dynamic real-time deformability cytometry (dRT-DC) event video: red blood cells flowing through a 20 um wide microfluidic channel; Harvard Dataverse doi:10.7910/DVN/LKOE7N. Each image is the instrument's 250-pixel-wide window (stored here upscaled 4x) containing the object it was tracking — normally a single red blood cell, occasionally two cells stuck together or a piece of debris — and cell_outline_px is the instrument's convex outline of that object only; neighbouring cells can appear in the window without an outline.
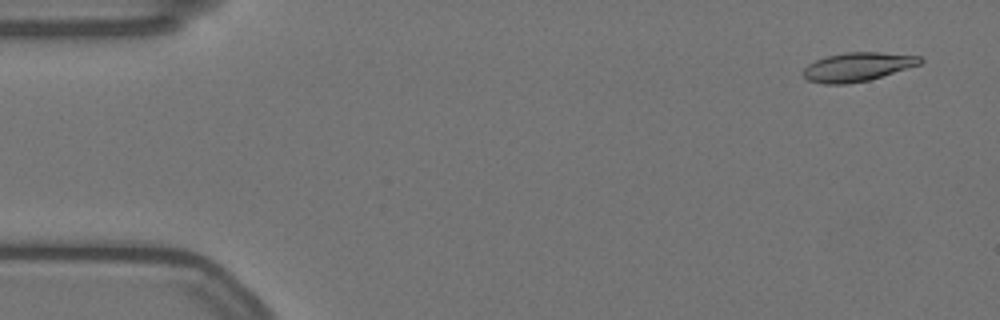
{"species": "Egyptian fruit bat (a non-hibernating species)", "species_latin": "Rousettus aegyptiacus", "temperature_condition": "warm", "stored_images_in_passage": 57, "camera_frame_rate_fps": 3000, "um_per_image_px": 0.085, "animal": {"sex": "female"}, "frame": {"image": 1, "passage_image": 3, "time_ms": 0.667, "image_size_px": [1000, 320], "cell_outline_px": [[924, 60], [920, 64], [868, 80], [848, 84], [824, 84], [808, 80], [804, 76], [804, 68], [808, 64], [816, 60], [828, 56], [848, 52], [880, 52], [920, 56]], "centroid_in_image_um": [72.89, 5.68], "position_along_channel_um": 12.1, "area_um2": 19.36}}
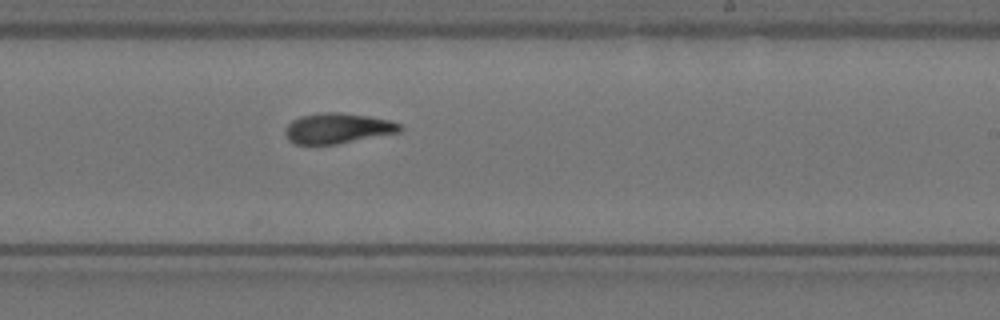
{"frame": {"image": 2, "passage_image": 34, "time_ms": 11.0, "image_size_px": [1000, 320], "cell_outline_px": [[404, 128], [400, 132], [336, 144], [296, 144], [288, 140], [284, 132], [288, 124], [292, 120], [300, 116], [320, 112], [340, 112], [368, 116], [388, 120], [400, 124]], "centroid_in_image_um": [28.68, 10.9], "position_along_channel_um": 260.3, "area_um2": 20.29}}
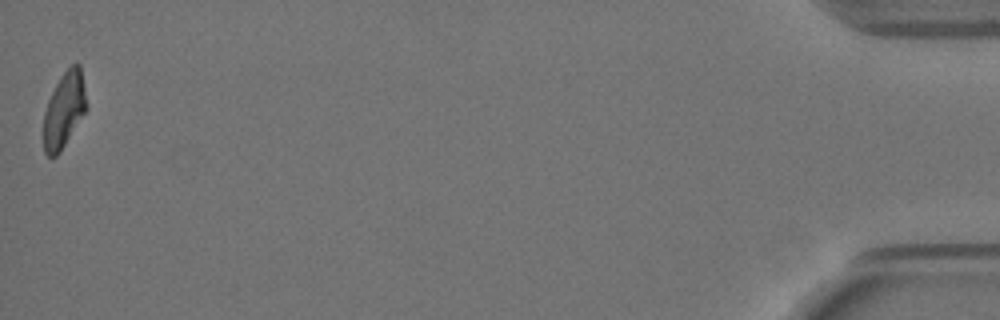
{"frame": {"image": 3, "passage_image": 57, "time_ms": 18.667, "image_size_px": [1000, 320], "cell_outline_px": [[88, 108], [60, 152], [56, 156], [48, 156], [44, 152], [44, 112], [48, 100], [60, 76], [76, 60], [80, 64], [88, 104]], "centroid_in_image_um": [5.48, 9.31], "position_along_channel_um": 429.7, "area_um2": 19.02}, "authors_computed_cell_mechanics": {"area_um2": 19.9988, "velocity_mm_per_s": 3.5028, "shape_relaxation_time_tau1_ms": 7.4552, "shape_relaxation_time_tau2_ms": 3.2859, "deformation_change_tau1": 0.2436, "deformation_change_tau2": 0.098}}